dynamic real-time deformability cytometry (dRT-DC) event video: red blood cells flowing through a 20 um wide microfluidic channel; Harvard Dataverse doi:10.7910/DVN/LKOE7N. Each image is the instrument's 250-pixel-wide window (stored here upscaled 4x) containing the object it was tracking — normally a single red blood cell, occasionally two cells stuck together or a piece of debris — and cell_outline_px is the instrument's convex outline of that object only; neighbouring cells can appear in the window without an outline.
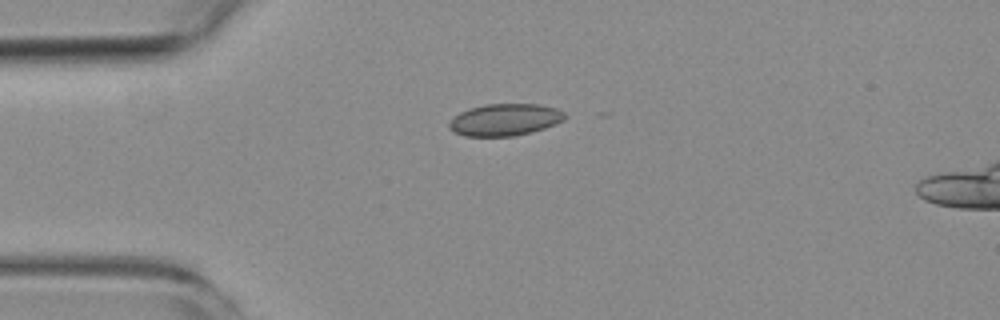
{"species": "common noctule bat (a hibernating species)", "species_latin": "Nyctalus noctula", "temperature_condition": "room temperature", "stored_images_in_passage": 5, "camera_frame_rate_fps": 3000, "um_per_image_px": 0.085, "animal": {"sex": "female", "body_mass_g": 19.3, "forearm_length_mm": 54.1}, "frame": {"image": 1, "passage_image": 4, "time_ms": 3.667, "image_size_px": [1000, 320], "cell_outline_px": [[568, 116], [564, 120], [556, 124], [532, 132], [512, 136], [464, 136], [448, 128], [448, 124], [460, 112], [484, 104], [540, 104], [556, 108], [564, 112]], "centroid_in_image_um": [42.96, 10.17], "position_along_channel_um": 42.0, "area_um2": 21.5}}